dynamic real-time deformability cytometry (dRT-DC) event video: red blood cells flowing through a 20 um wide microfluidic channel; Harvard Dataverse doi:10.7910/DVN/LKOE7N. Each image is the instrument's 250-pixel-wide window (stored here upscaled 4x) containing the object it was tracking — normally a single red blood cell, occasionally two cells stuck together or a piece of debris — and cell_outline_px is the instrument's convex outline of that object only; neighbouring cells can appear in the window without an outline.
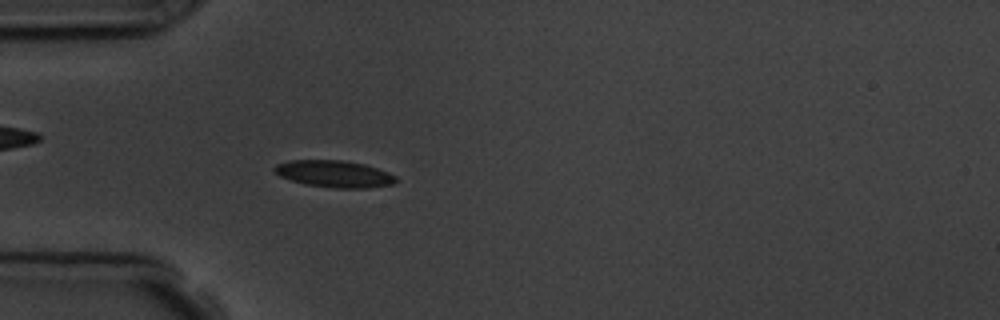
{"species": "common noctule bat (a hibernating species)", "species_latin": "Nyctalus noctula", "temperature_condition": "room temperature", "stored_images_in_passage": 4, "camera_frame_rate_fps": 3000, "um_per_image_px": 0.085, "animal": {"sex": "male", "body_mass_g": 19.5, "forearm_length_mm": 54.6}, "frame": {"image": 1, "passage_image": 4, "time_ms": 3.667, "image_size_px": [1000, 320], "cell_outline_px": [[396, 180], [392, 184], [368, 188], [336, 188], [304, 184], [280, 176], [272, 168], [276, 164], [288, 160], [340, 160], [364, 164], [388, 172], [396, 176]], "centroid_in_image_um": [28.39, 14.77], "position_along_channel_um": 56.6, "area_um2": 18.9}}